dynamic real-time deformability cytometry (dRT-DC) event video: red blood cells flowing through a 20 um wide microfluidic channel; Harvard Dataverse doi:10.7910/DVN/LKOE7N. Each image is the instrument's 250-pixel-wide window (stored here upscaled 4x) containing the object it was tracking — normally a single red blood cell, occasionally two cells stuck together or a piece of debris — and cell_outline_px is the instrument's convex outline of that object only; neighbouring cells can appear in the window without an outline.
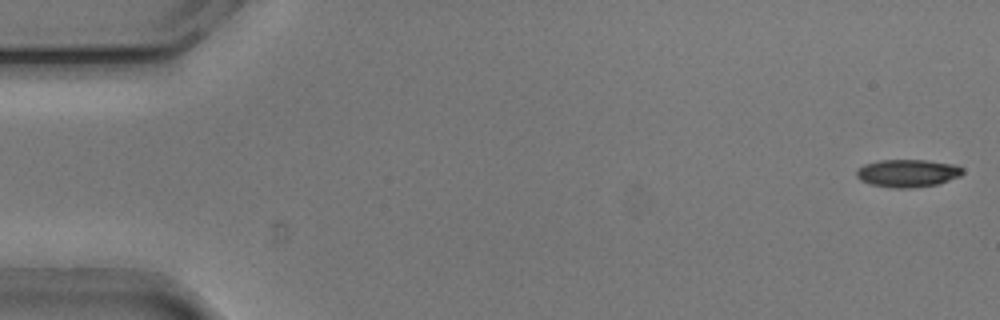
{"species": "common noctule bat (a hibernating species)", "species_latin": "Nyctalus noctula", "temperature_condition": "cold", "stored_images_in_passage": 43, "camera_frame_rate_fps": 3000, "um_per_image_px": 0.085, "animal": {"sex": "male", "body_mass_g": 20.5, "forearm_length_mm": 52.5}, "frame": {"image": 1, "passage_image": 1, "time_ms": 0.0, "image_size_px": [1000, 320], "cell_outline_px": [[964, 172], [960, 176], [936, 184], [912, 188], [892, 188], [872, 184], [860, 180], [856, 176], [856, 172], [864, 164], [880, 160], [928, 160], [956, 164], [964, 168]], "centroid_in_image_um": [77.18, 14.71], "position_along_channel_um": 7.8, "area_um2": 17.17}}
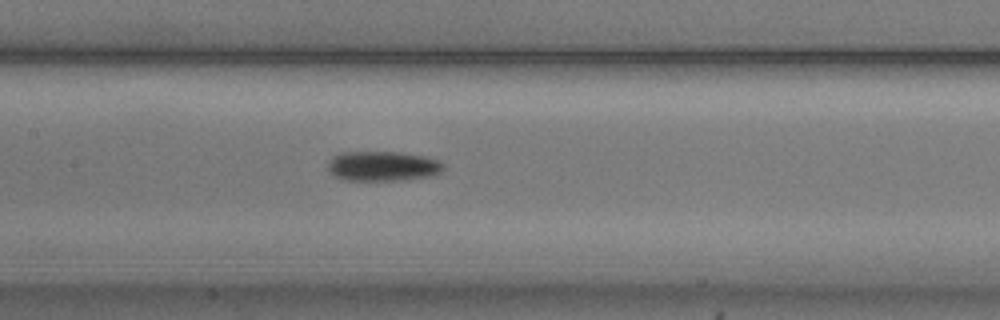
{"frame": {"image": 2, "passage_image": 25, "time_ms": 8.0, "image_size_px": [1000, 320], "cell_outline_px": [[444, 168], [440, 172], [432, 176], [400, 180], [340, 180], [332, 176], [328, 168], [328, 160], [332, 156], [340, 152], [400, 152], [424, 156], [440, 160], [444, 164]], "centroid_in_image_um": [32.5, 14.12], "position_along_channel_um": 174.9, "area_um2": 20.4}}
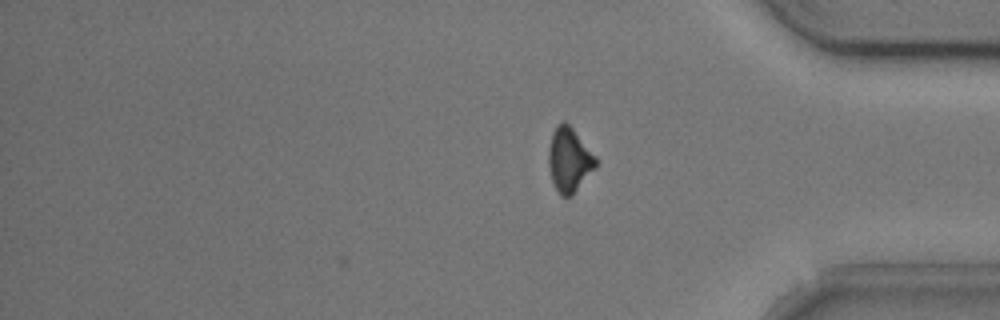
{"frame": {"image": 3, "passage_image": 43, "time_ms": 14.0, "image_size_px": [1000, 320], "cell_outline_px": [[600, 160], [596, 168], [572, 196], [560, 196], [552, 180], [548, 164], [548, 148], [552, 132], [556, 124], [560, 120], [564, 120], [572, 128]], "centroid_in_image_um": [48.4, 13.57], "position_along_channel_um": 386.8, "area_um2": 18.09}, "authors_computed_cell_mechanics": {"area_um2": 18.6694, "velocity_mm_per_s": 3.7987, "shape_relaxation_time_tau1_ms": 2.461, "shape_relaxation_time_tau2_ms": null, "deformation_change_tau1": 0.1114, "deformation_change_tau2": null}}